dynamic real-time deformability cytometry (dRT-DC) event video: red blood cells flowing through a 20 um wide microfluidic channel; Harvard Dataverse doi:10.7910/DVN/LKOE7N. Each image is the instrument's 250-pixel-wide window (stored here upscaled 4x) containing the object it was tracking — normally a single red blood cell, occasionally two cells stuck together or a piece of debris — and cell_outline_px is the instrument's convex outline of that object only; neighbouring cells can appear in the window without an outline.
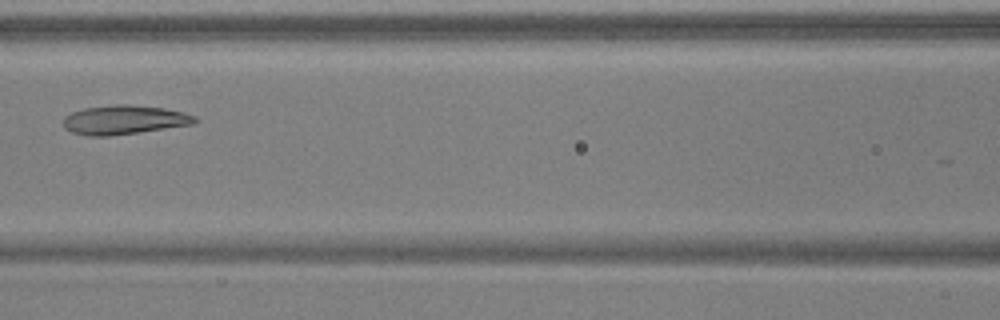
{"species": "common noctule bat (a hibernating species)", "species_latin": "Nyctalus noctula", "temperature_condition": "warm", "stored_images_in_passage": 6, "camera_frame_rate_fps": 3000, "um_per_image_px": 0.085, "animal": {"sex": "male", "body_mass_g": 17.9, "forearm_length_mm": 54.2}, "frame": {"image": 1, "passage_image": 6, "time_ms": 1.667, "image_size_px": [1000, 320], "cell_outline_px": [[200, 120], [196, 124], [108, 136], [88, 136], [72, 132], [64, 128], [64, 116], [72, 112], [84, 108], [116, 104], [128, 104], [164, 108], [196, 116]], "centroid_in_image_um": [10.56, 10.18], "position_along_channel_um": 156.0, "area_um2": 22.31}}